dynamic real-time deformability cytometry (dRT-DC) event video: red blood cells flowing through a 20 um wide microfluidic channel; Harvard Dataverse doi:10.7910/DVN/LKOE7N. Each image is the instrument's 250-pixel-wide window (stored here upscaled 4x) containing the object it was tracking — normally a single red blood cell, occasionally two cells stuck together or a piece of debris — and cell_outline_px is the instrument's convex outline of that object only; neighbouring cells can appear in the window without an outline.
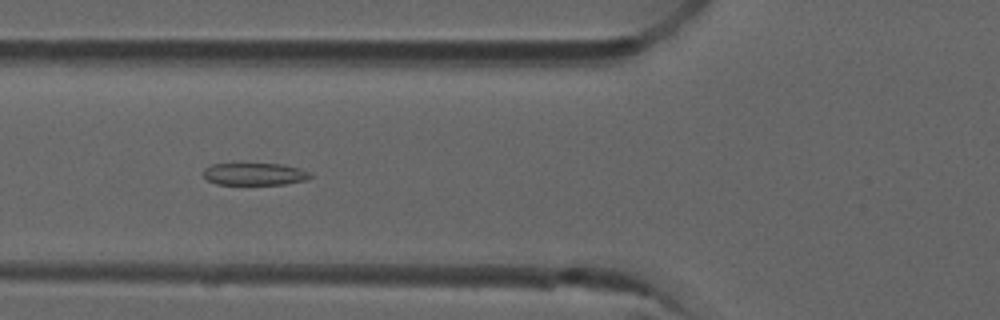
{"species": "common noctule bat (a hibernating species)", "species_latin": "Nyctalus noctula", "temperature_condition": "room temperature", "stored_images_in_passage": 7, "camera_frame_rate_fps": 3000, "um_per_image_px": 0.085, "animal": {"sex": "male", "forearm_length_mm": 52.5}, "frame": {"image": 1, "passage_image": 5, "time_ms": 1.333, "image_size_px": [1000, 320], "cell_outline_px": [[312, 176], [308, 180], [284, 184], [216, 184], [208, 180], [204, 176], [204, 168], [212, 164], [280, 164], [300, 168], [308, 172]], "centroid_in_image_um": [21.65, 14.8], "position_along_channel_um": 104.1, "area_um2": 13.76}}
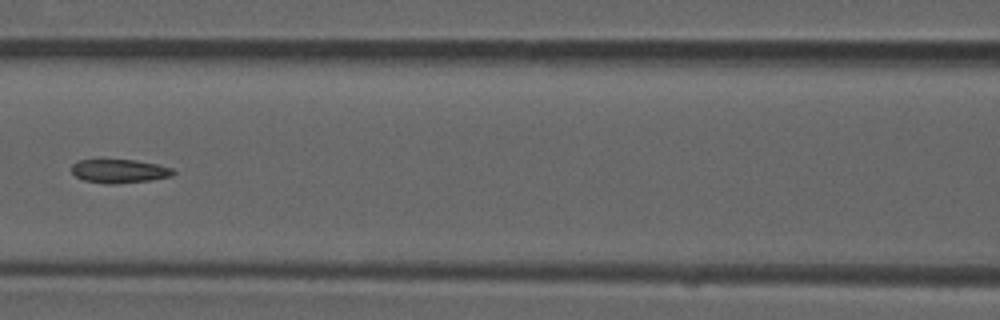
{"frame": {"image": 2, "passage_image": 6, "time_ms": 1.667, "image_size_px": [1000, 320], "cell_outline_px": [[176, 172], [172, 176], [148, 180], [112, 184], [104, 184], [84, 180], [76, 176], [72, 172], [72, 164], [76, 160], [100, 156], [136, 160], [156, 164], [172, 168]], "centroid_in_image_um": [10.05, 14.48], "position_along_channel_um": 156.5, "area_um2": 14.8}}
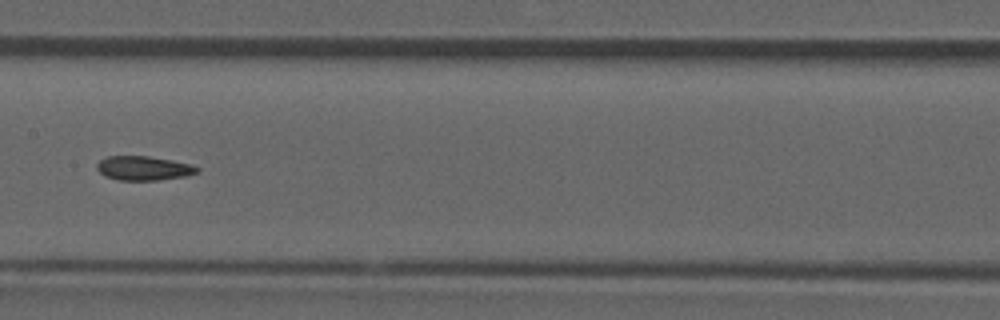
{"frame": {"image": 3, "passage_image": 7, "time_ms": 2.0, "image_size_px": [1000, 320], "cell_outline_px": [[200, 172], [184, 176], [156, 180], [120, 180], [104, 176], [96, 168], [96, 164], [100, 160], [108, 156], [148, 156], [172, 160], [192, 164], [200, 168]], "centroid_in_image_um": [12.22, 14.29], "position_along_channel_um": 195.2, "area_um2": 14.16}}